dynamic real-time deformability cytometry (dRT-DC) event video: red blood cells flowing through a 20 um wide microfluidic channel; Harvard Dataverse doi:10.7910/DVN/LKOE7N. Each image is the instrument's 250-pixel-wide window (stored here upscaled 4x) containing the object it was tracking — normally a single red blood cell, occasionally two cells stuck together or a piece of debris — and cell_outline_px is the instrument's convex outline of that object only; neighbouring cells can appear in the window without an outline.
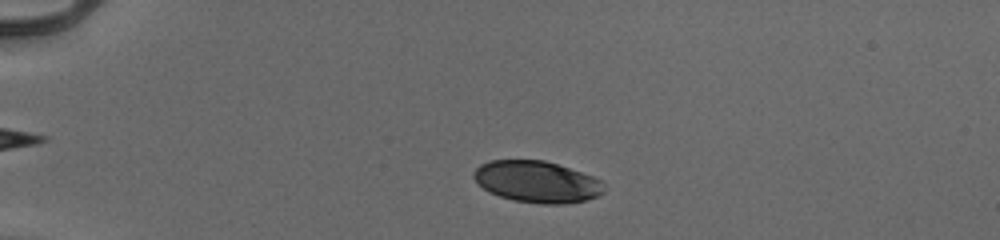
{"species": "human", "species_latin": "Homo sapiens", "temperature_condition": "cold", "stored_images_in_passage": 49, "camera_frame_rate_fps": 3000, "um_per_image_px": 0.085, "donor": {"sex": "male"}, "frame": {"image": 1, "passage_image": 9, "time_ms": 2.667, "image_size_px": [1000, 240], "cell_outline_px": [[604, 192], [588, 200], [564, 204], [544, 204], [516, 200], [500, 196], [488, 192], [472, 176], [472, 172], [480, 164], [488, 160], [544, 160], [592, 176], [600, 180]], "centroid_in_image_um": [45.6, 15.44], "position_along_channel_um": 39.4, "area_um2": 31.27}}
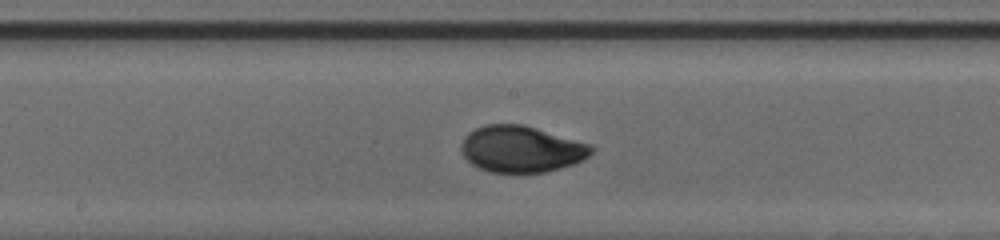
{"frame": {"image": 2, "passage_image": 26, "time_ms": 8.333, "image_size_px": [1000, 240], "cell_outline_px": [[596, 148], [584, 160], [560, 168], [544, 172], [492, 172], [480, 168], [472, 164], [464, 156], [460, 148], [460, 144], [464, 136], [468, 132], [484, 124], [520, 124], [536, 128], [592, 144]], "centroid_in_image_um": [44.31, 12.66], "position_along_channel_um": 203.9, "area_um2": 35.26}}
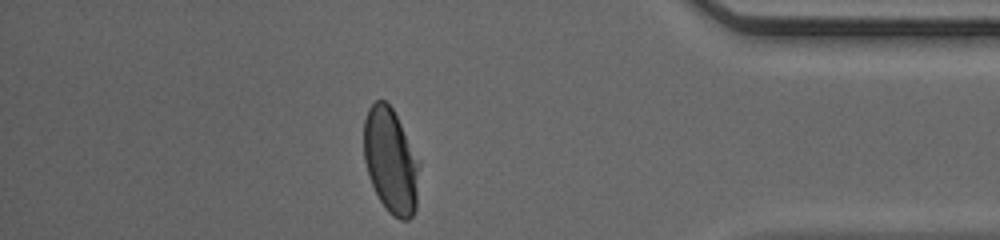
{"frame": {"image": 3, "passage_image": 43, "time_ms": 14.0, "image_size_px": [1000, 240], "cell_outline_px": [[420, 164], [416, 208], [412, 216], [408, 220], [400, 220], [392, 216], [388, 212], [380, 200], [368, 176], [364, 160], [364, 120], [368, 108], [376, 100], [384, 100], [392, 108]], "centroid_in_image_um": [33.2, 13.7], "position_along_channel_um": 402.0, "area_um2": 33.76}, "authors_computed_cell_mechanics": {"area_um2": 34.0442, "velocity_mm_per_s": 3.9444, "shape_relaxation_time_tau1_ms": 2.9177, "shape_relaxation_time_tau2_ms": 0.7015, "deformation_change_tau1": 0.1594, "deformation_change_tau2": 0.0384}}